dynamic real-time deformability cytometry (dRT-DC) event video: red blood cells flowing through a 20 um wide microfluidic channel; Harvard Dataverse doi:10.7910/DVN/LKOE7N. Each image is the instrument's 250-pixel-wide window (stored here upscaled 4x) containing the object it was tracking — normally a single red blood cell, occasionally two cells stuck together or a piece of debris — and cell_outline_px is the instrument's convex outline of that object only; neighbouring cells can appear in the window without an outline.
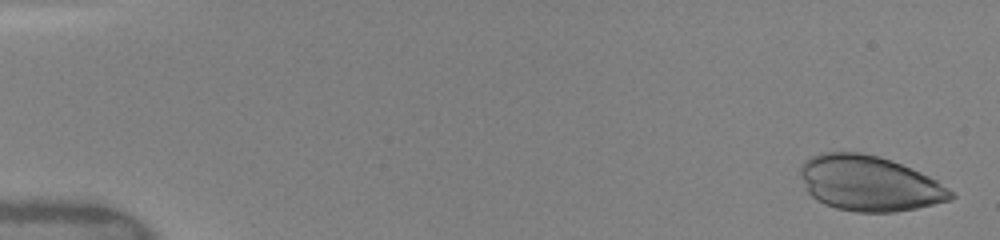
{"species": "human", "species_latin": "Homo sapiens", "temperature_condition": "warm", "stored_images_in_passage": 13, "camera_frame_rate_fps": 3000, "um_per_image_px": 0.085, "donor": {"sex": "female"}, "frame": {"image": 1, "passage_image": 2, "time_ms": 0.333, "image_size_px": [1000, 240], "cell_outline_px": [[956, 196], [952, 200], [916, 208], [892, 212], [856, 212], [836, 208], [824, 204], [816, 200], [808, 192], [800, 172], [800, 164], [804, 160], [820, 152], [860, 152], [880, 156], [892, 160], [920, 172], [936, 180], [952, 192]], "centroid_in_image_um": [73.87, 15.58], "position_along_channel_um": 11.1, "area_um2": 48.44}}
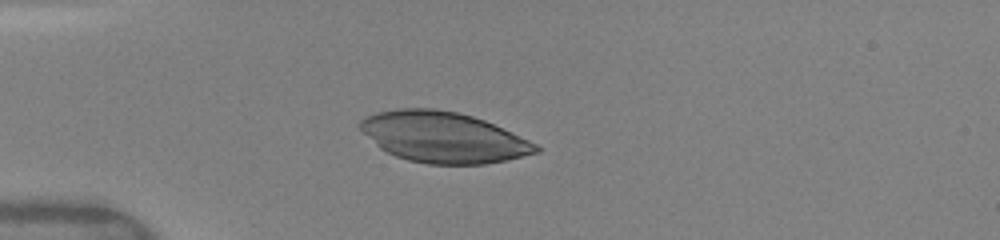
{"frame": {"image": 2, "passage_image": 11, "time_ms": 4.333, "image_size_px": [1000, 240], "cell_outline_px": [[540, 152], [504, 160], [484, 164], [428, 164], [408, 160], [396, 156], [380, 148], [356, 124], [364, 116], [376, 112], [396, 108], [432, 108], [456, 112], [472, 116], [484, 120], [528, 140], [536, 144], [540, 148]], "centroid_in_image_um": [37.64, 11.65], "position_along_channel_um": 47.4, "area_um2": 51.56}}
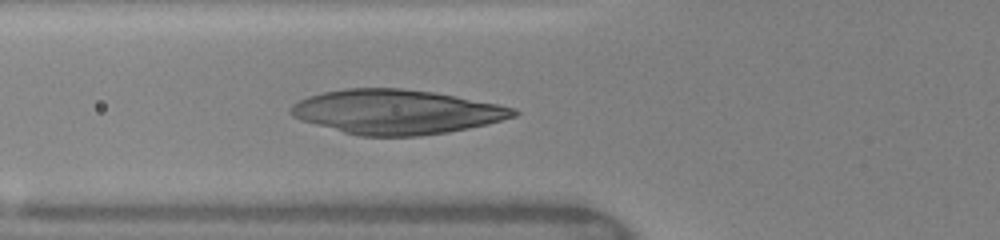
{"frame": {"image": 3, "passage_image": 13, "time_ms": 6.0, "image_size_px": [1000, 240], "cell_outline_px": [[520, 112], [516, 116], [488, 124], [448, 132], [420, 136], [360, 136], [344, 132], [300, 120], [292, 116], [288, 112], [288, 108], [292, 104], [308, 96], [324, 92], [344, 88], [400, 88], [432, 92], [456, 96], [516, 108]], "centroid_in_image_um": [33.68, 9.51], "position_along_channel_um": 92.1, "area_um2": 57.68}}